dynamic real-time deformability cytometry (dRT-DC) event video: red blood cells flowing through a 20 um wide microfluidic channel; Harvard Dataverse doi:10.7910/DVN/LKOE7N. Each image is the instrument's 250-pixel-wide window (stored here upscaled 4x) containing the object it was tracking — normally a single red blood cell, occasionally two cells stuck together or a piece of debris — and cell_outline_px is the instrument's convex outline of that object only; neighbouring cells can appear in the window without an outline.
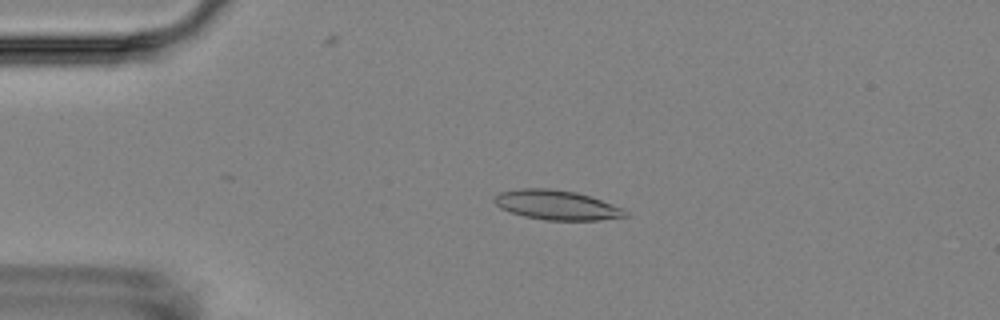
{"species": "Egyptian fruit bat (a non-hibernating species)", "species_latin": "Rousettus aegyptiacus", "temperature_condition": "room temperature", "stored_images_in_passage": 3, "camera_frame_rate_fps": 3000, "um_per_image_px": 0.085, "animal": {"sex": "female"}, "frame": {"image": 1, "passage_image": 2, "time_ms": 3.333, "image_size_px": [1000, 320], "cell_outline_px": [[628, 216], [600, 220], [544, 220], [524, 216], [500, 208], [492, 200], [492, 196], [500, 192], [520, 188], [548, 188], [576, 192], [624, 208], [628, 212]], "centroid_in_image_um": [47.29, 17.42], "position_along_channel_um": 37.7, "area_um2": 22.6}}